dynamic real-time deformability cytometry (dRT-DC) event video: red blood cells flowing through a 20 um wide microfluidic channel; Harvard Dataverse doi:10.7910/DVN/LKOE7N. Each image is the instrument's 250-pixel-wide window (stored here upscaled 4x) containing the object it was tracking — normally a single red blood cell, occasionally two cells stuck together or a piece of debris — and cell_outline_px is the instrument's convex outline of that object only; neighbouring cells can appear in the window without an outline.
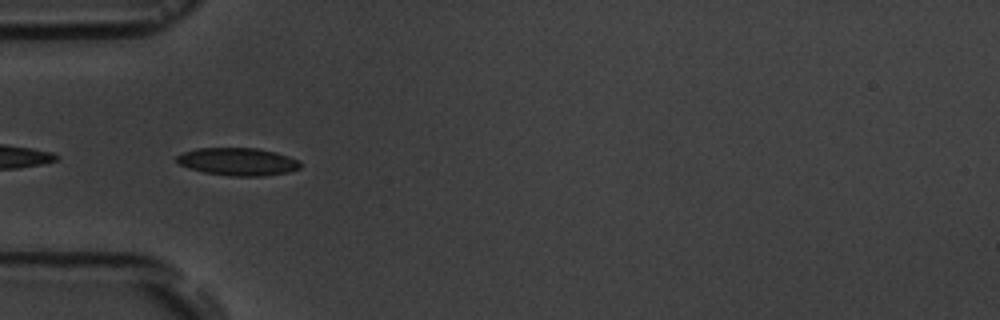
{"species": "common noctule bat (a hibernating species)", "species_latin": "Nyctalus noctula", "temperature_condition": "room temperature", "stored_images_in_passage": 1, "camera_frame_rate_fps": 3000, "um_per_image_px": 0.085, "animal": {"sex": "male", "body_mass_g": 19.5, "forearm_length_mm": 54.6}, "frame": {"image": 1, "passage_image": 1, "time_ms": 0.0, "image_size_px": [1000, 320], "cell_outline_px": [[300, 168], [288, 172], [260, 176], [232, 176], [204, 172], [188, 168], [180, 164], [176, 160], [176, 156], [184, 152], [196, 148], [256, 148], [276, 152], [300, 160]], "centroid_in_image_um": [20.22, 13.73], "position_along_channel_um": 64.8, "area_um2": 19.88}}